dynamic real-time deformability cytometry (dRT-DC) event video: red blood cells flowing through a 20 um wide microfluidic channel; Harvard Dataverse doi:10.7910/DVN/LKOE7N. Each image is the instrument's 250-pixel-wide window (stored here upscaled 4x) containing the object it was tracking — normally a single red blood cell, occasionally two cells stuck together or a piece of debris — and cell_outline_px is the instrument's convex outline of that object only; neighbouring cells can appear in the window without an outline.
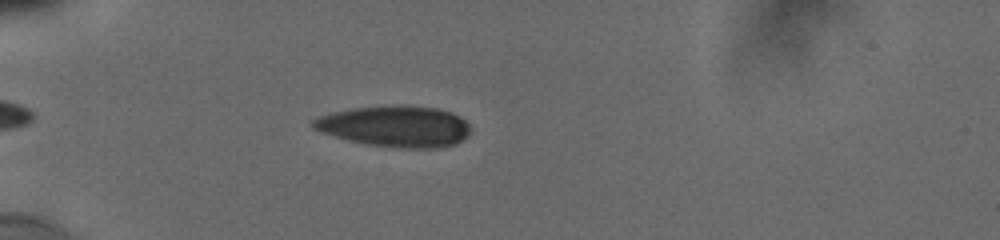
{"species": "human", "species_latin": "Homo sapiens", "temperature_condition": "cold", "stored_images_in_passage": 6, "camera_frame_rate_fps": 3000, "um_per_image_px": 0.085, "donor": {"sex": "male"}, "frame": {"image": 1, "passage_image": 2, "time_ms": 0.667, "image_size_px": [1000, 240], "cell_outline_px": [[468, 136], [464, 140], [456, 144], [444, 148], [400, 148], [368, 144], [348, 140], [320, 132], [312, 128], [312, 120], [320, 116], [332, 112], [352, 108], [392, 104], [436, 108], [452, 112], [460, 116], [468, 124]], "centroid_in_image_um": [33.6, 10.73], "position_along_channel_um": 51.4, "area_um2": 38.03}}
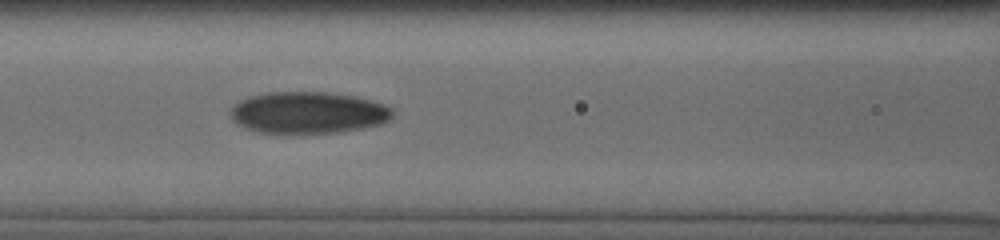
{"frame": {"image": 2, "passage_image": 5, "time_ms": 3.667, "image_size_px": [1000, 240], "cell_outline_px": [[392, 116], [384, 124], [364, 128], [340, 132], [300, 136], [292, 136], [260, 132], [244, 128], [236, 124], [232, 120], [232, 108], [240, 100], [248, 96], [268, 92], [324, 92], [352, 96], [368, 100], [392, 108]], "centroid_in_image_um": [26.15, 9.63], "position_along_channel_um": 140.5, "area_um2": 40.23}}
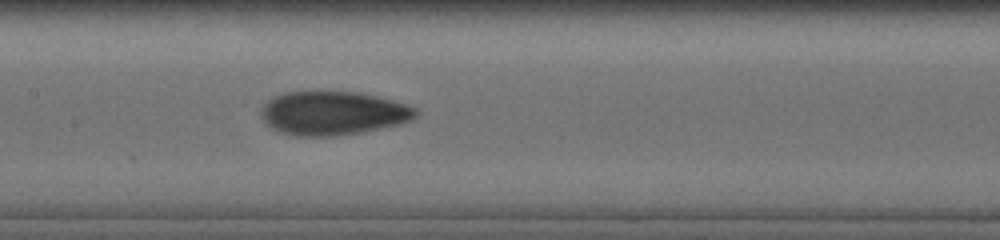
{"frame": {"image": 3, "passage_image": 6, "time_ms": 4.667, "image_size_px": [1000, 240], "cell_outline_px": [[416, 116], [412, 120], [400, 124], [360, 132], [336, 136], [292, 136], [276, 132], [260, 116], [260, 112], [264, 104], [268, 100], [276, 96], [288, 92], [356, 92], [376, 96], [392, 100], [416, 108]], "centroid_in_image_um": [28.27, 9.64], "position_along_channel_um": 179.1, "area_um2": 39.25}}